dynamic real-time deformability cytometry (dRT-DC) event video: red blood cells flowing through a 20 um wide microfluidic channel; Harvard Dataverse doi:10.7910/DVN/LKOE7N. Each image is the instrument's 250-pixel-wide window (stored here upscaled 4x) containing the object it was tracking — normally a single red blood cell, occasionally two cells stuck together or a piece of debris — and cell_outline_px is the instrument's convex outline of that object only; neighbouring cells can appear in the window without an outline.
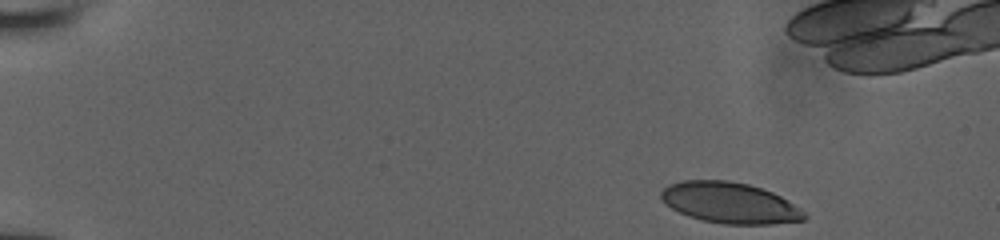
{"species": "human", "species_latin": "Homo sapiens", "temperature_condition": "room temperature", "stored_images_in_passage": 12, "camera_frame_rate_fps": 3000, "um_per_image_px": 0.085, "donor": {"sex": "male"}, "frame": {"image": 1, "passage_image": 1, "time_ms": 0.0, "image_size_px": [1000, 240], "cell_outline_px": [[808, 216], [804, 220], [772, 224], [724, 224], [704, 220], [688, 216], [664, 204], [660, 196], [660, 192], [668, 184], [684, 180], [728, 180], [748, 184], [772, 192], [788, 200], [800, 208]], "centroid_in_image_um": [62.02, 17.24], "position_along_channel_um": 23.0, "area_um2": 34.16}}
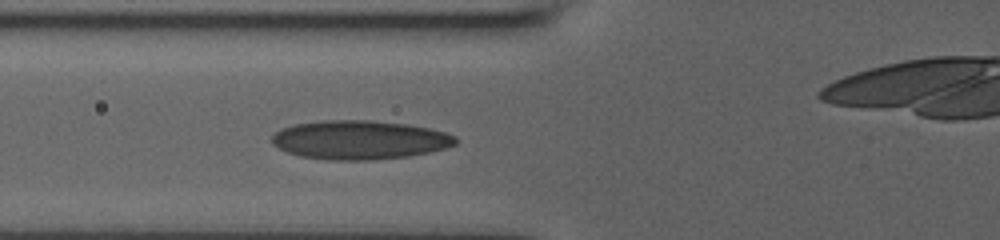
{"frame": {"image": 2, "passage_image": 12, "time_ms": 5.0, "image_size_px": [1000, 240], "cell_outline_px": [[456, 144], [444, 148], [428, 152], [408, 156], [372, 160], [328, 160], [300, 156], [288, 152], [272, 144], [272, 136], [280, 128], [296, 124], [324, 120], [372, 120], [408, 124], [428, 128], [444, 132], [456, 136]], "centroid_in_image_um": [30.55, 11.89], "position_along_channel_um": 95.3, "area_um2": 41.56}}